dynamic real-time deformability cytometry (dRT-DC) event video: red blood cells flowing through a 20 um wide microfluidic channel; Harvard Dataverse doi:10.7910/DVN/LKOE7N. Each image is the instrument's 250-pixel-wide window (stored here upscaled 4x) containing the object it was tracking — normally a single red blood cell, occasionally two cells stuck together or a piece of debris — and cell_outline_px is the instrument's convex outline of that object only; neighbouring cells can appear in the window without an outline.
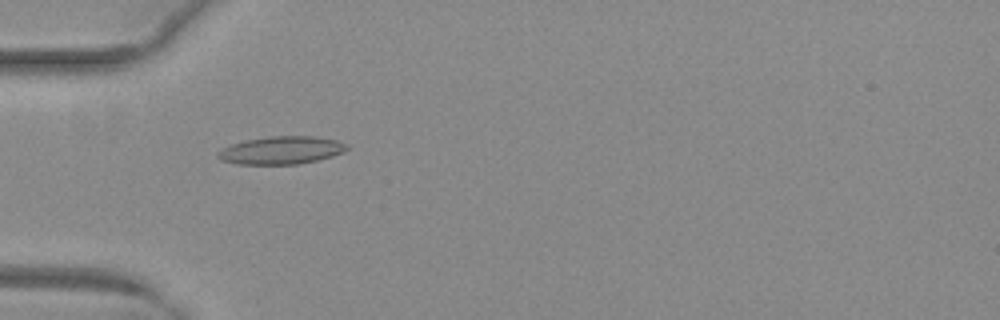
{"species": "common noctule bat (a hibernating species)", "species_latin": "Nyctalus noctula", "temperature_condition": "warm", "stored_images_in_passage": 9, "camera_frame_rate_fps": 3000, "um_per_image_px": 0.085, "animal": {"sex": "female", "body_mass_g": 29.2, "forearm_length_mm": 56.3}, "frame": {"image": 1, "passage_image": 2, "time_ms": 0.333, "image_size_px": [1000, 320], "cell_outline_px": [[348, 148], [344, 152], [332, 156], [316, 160], [296, 164], [236, 164], [220, 160], [216, 156], [216, 152], [232, 144], [244, 140], [268, 136], [316, 136], [336, 140], [348, 144]], "centroid_in_image_um": [23.9, 12.76], "position_along_channel_um": 61.1, "area_um2": 20.98}}
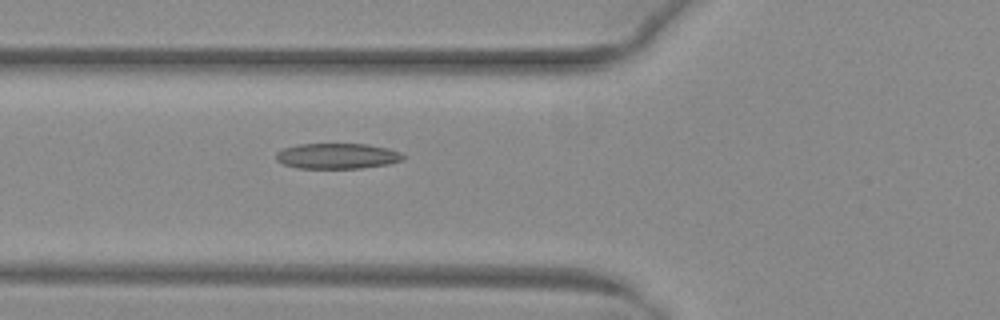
{"frame": {"image": 2, "passage_image": 5, "time_ms": 1.333, "image_size_px": [1000, 320], "cell_outline_px": [[404, 160], [388, 164], [360, 168], [296, 168], [284, 164], [276, 160], [276, 152], [284, 148], [296, 144], [368, 144], [388, 148], [400, 152], [404, 156]], "centroid_in_image_um": [28.66, 13.26], "position_along_channel_um": 97.1, "area_um2": 18.96}}
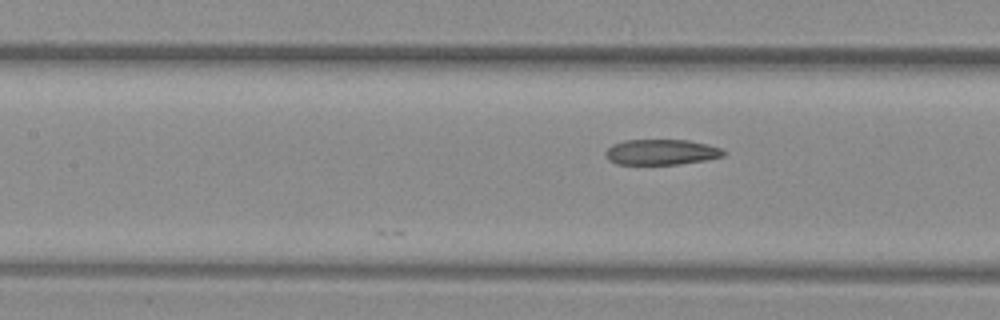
{"frame": {"image": 3, "passage_image": 9, "time_ms": 2.667, "image_size_px": [1000, 320], "cell_outline_px": [[728, 152], [724, 156], [704, 160], [676, 164], [616, 164], [608, 160], [604, 156], [604, 152], [612, 144], [624, 140], [688, 140], [708, 144], [720, 148]], "centroid_in_image_um": [56.19, 12.92], "position_along_channel_um": 151.2, "area_um2": 17.63}}